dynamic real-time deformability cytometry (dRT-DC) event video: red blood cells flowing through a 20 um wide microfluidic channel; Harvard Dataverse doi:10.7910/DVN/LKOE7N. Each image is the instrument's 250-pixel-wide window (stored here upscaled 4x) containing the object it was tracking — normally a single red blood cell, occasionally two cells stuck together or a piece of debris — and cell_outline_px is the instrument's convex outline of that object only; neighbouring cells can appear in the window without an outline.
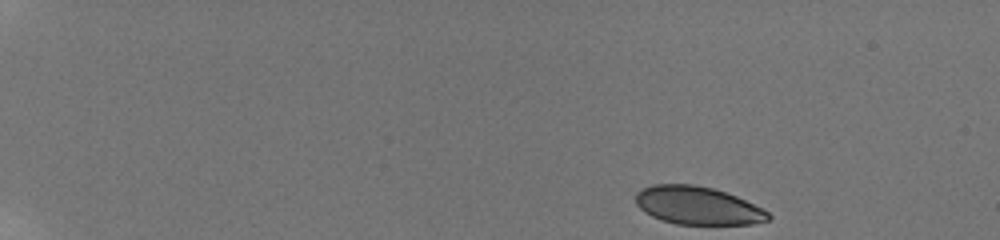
{"species": "human", "species_latin": "Homo sapiens", "temperature_condition": "room temperature", "stored_images_in_passage": 49, "camera_frame_rate_fps": 3000, "um_per_image_px": 0.085, "donor": {"sex": "male"}, "frame": {"image": 1, "passage_image": 1, "time_ms": 0.0, "image_size_px": [1000, 240], "cell_outline_px": [[772, 216], [768, 220], [752, 224], [676, 224], [660, 220], [644, 212], [636, 204], [636, 192], [652, 184], [692, 184], [712, 188], [736, 196], [768, 212]], "centroid_in_image_um": [59.26, 17.47], "position_along_channel_um": 25.7, "area_um2": 29.19}}
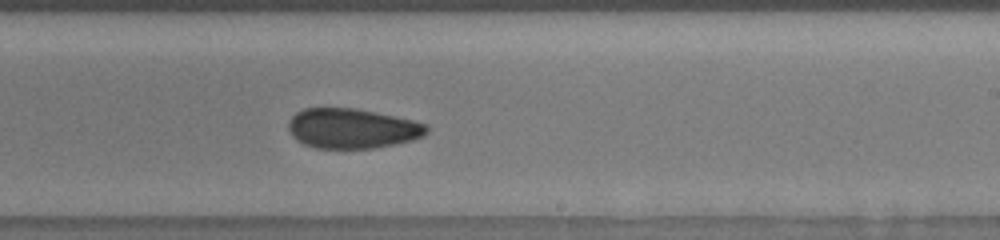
{"frame": {"image": 2, "passage_image": 31, "time_ms": 10.0, "image_size_px": [1000, 240], "cell_outline_px": [[428, 132], [424, 136], [412, 140], [372, 148], [316, 148], [304, 144], [296, 140], [292, 136], [288, 128], [288, 120], [296, 112], [304, 108], [356, 108], [412, 120], [428, 124]], "centroid_in_image_um": [29.91, 10.91], "position_along_channel_um": 259.1, "area_um2": 32.14}}
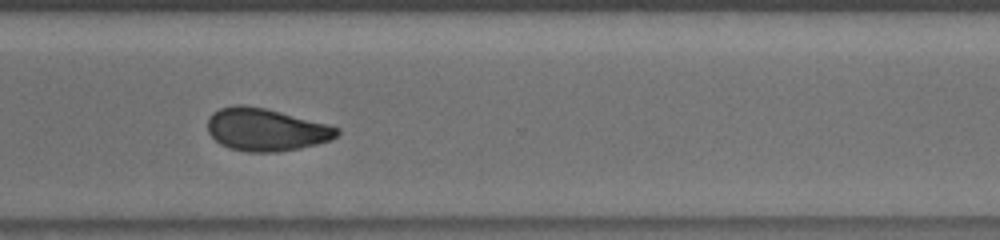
{"frame": {"image": 3, "passage_image": 38, "time_ms": 12.333, "image_size_px": [1000, 240], "cell_outline_px": [[340, 132], [332, 140], [300, 148], [276, 152], [248, 152], [228, 148], [220, 144], [208, 132], [208, 116], [212, 112], [220, 108], [236, 104], [244, 104], [264, 108], [328, 124], [340, 128]], "centroid_in_image_um": [22.59, 11.02], "position_along_channel_um": 348.0, "area_um2": 32.19}, "authors_computed_cell_mechanics": {"area_um2": 31.9056, "velocity_mm_per_s": 3.8077, "shape_relaxation_time_tau1_ms": null, "shape_relaxation_time_tau2_ms": 2.3645, "deformation_change_tau1": null, "deformation_change_tau2": 0.0578}}